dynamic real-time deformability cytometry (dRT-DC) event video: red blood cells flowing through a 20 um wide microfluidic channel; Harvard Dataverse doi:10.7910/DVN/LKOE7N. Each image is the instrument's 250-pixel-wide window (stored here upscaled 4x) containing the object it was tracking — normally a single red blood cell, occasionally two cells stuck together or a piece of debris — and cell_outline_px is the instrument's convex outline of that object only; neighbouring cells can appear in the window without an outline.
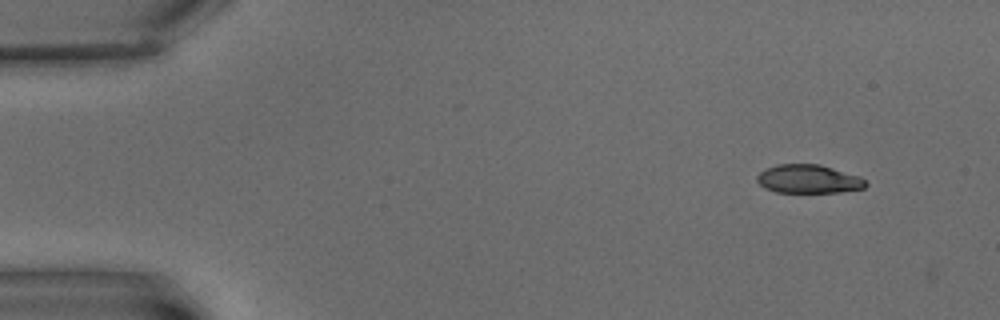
{"species": "common noctule bat (a hibernating species)", "species_latin": "Nyctalus noctula", "temperature_condition": "warm", "stored_images_in_passage": 2, "camera_frame_rate_fps": 3000, "um_per_image_px": 0.085, "animal": {"sex": "male", "body_mass_g": 15.6}, "frame": {"image": 1, "passage_image": 2, "time_ms": 2.0, "image_size_px": [1000, 320], "cell_outline_px": [[868, 184], [864, 188], [840, 192], [776, 192], [764, 188], [756, 180], [756, 176], [760, 172], [776, 164], [820, 164], [860, 176]], "centroid_in_image_um": [68.72, 15.21], "position_along_channel_um": 16.3, "area_um2": 18.09}}